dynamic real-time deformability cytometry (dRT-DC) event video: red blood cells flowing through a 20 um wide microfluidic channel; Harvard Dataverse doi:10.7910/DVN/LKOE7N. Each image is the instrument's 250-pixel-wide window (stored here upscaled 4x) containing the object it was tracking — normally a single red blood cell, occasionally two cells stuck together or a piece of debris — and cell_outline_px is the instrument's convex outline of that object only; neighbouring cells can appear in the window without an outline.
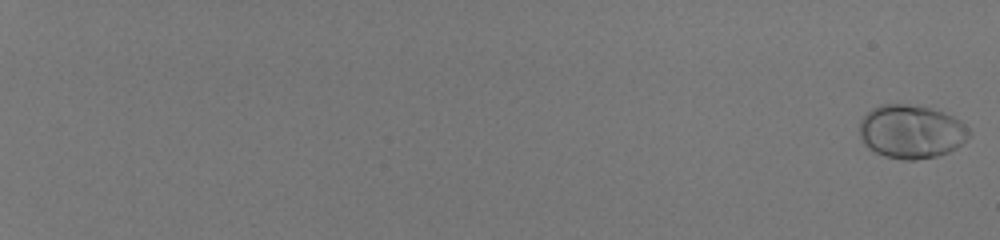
{"species": "human", "species_latin": "Homo sapiens", "temperature_condition": "room temperature", "stored_images_in_passage": 59, "camera_frame_rate_fps": 3000, "um_per_image_px": 0.085, "donor": {"sex": "male"}, "frame": {"image": 1, "passage_image": 1, "time_ms": 0.0, "image_size_px": [1000, 240], "cell_outline_px": [[972, 136], [956, 148], [948, 152], [936, 156], [916, 160], [904, 160], [884, 156], [868, 148], [864, 144], [860, 136], [860, 120], [872, 108], [880, 104], [904, 104], [928, 108], [944, 112], [960, 120], [972, 132]], "centroid_in_image_um": [77.47, 11.2], "position_along_channel_um": 7.5, "area_um2": 34.33}}
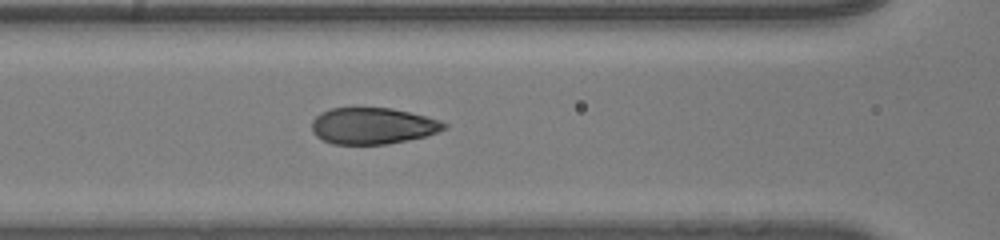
{"frame": {"image": 2, "passage_image": 33, "time_ms": 10.667, "image_size_px": [1000, 240], "cell_outline_px": [[448, 128], [428, 136], [388, 144], [332, 144], [316, 136], [312, 132], [312, 120], [320, 112], [332, 108], [392, 108], [440, 120], [448, 124]], "centroid_in_image_um": [31.7, 10.7], "position_along_channel_um": 134.9, "area_um2": 28.21}}
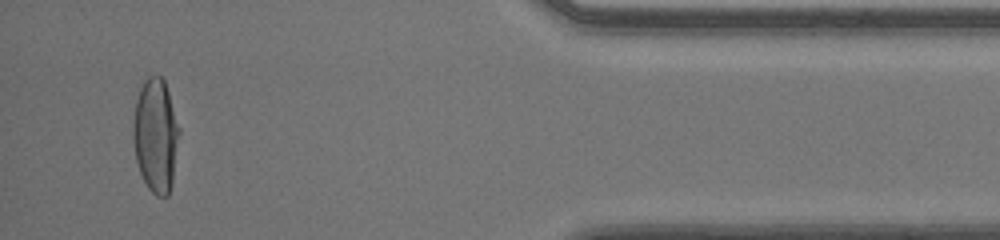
{"frame": {"image": 3, "passage_image": 57, "time_ms": 18.667, "image_size_px": [1000, 240], "cell_outline_px": [[180, 132], [172, 184], [168, 196], [156, 196], [148, 188], [140, 172], [136, 160], [132, 136], [132, 124], [136, 100], [140, 88], [144, 80], [148, 76], [160, 76], [164, 80], [180, 128]], "centroid_in_image_um": [13.23, 11.52], "position_along_channel_um": 422.0, "area_um2": 30.69}, "authors_computed_cell_mechanics": {"area_um2": 29.8826, "velocity_mm_per_s": 4.0558, "shape_relaxation_time_tau1_ms": 3.3347, "shape_relaxation_time_tau2_ms": null, "deformation_change_tau1": 0.2163, "deformation_change_tau2": null}}